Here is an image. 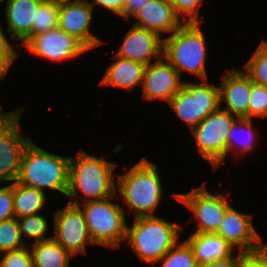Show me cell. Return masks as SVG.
Returning a JSON list of instances; mask_svg holds the SVG:
<instances>
[{
  "mask_svg": "<svg viewBox=\"0 0 267 267\" xmlns=\"http://www.w3.org/2000/svg\"><path fill=\"white\" fill-rule=\"evenodd\" d=\"M80 151L77 159L70 157L66 196L78 199L76 188L84 193L83 203L116 196L112 175L115 164Z\"/></svg>",
  "mask_w": 267,
  "mask_h": 267,
  "instance_id": "obj_1",
  "label": "cell"
},
{
  "mask_svg": "<svg viewBox=\"0 0 267 267\" xmlns=\"http://www.w3.org/2000/svg\"><path fill=\"white\" fill-rule=\"evenodd\" d=\"M161 182L157 166L146 158L118 177L119 194L130 210H136V218L155 216L153 213L164 196Z\"/></svg>",
  "mask_w": 267,
  "mask_h": 267,
  "instance_id": "obj_2",
  "label": "cell"
},
{
  "mask_svg": "<svg viewBox=\"0 0 267 267\" xmlns=\"http://www.w3.org/2000/svg\"><path fill=\"white\" fill-rule=\"evenodd\" d=\"M69 162L70 157L48 153L31 141L23 153L16 181L42 191L48 187L67 195Z\"/></svg>",
  "mask_w": 267,
  "mask_h": 267,
  "instance_id": "obj_3",
  "label": "cell"
},
{
  "mask_svg": "<svg viewBox=\"0 0 267 267\" xmlns=\"http://www.w3.org/2000/svg\"><path fill=\"white\" fill-rule=\"evenodd\" d=\"M199 22H184L171 36L163 38V57L181 76L186 70L207 79L206 44Z\"/></svg>",
  "mask_w": 267,
  "mask_h": 267,
  "instance_id": "obj_4",
  "label": "cell"
},
{
  "mask_svg": "<svg viewBox=\"0 0 267 267\" xmlns=\"http://www.w3.org/2000/svg\"><path fill=\"white\" fill-rule=\"evenodd\" d=\"M181 225L159 217L135 218L133 227L127 226L126 239L142 261L154 265L178 243Z\"/></svg>",
  "mask_w": 267,
  "mask_h": 267,
  "instance_id": "obj_5",
  "label": "cell"
},
{
  "mask_svg": "<svg viewBox=\"0 0 267 267\" xmlns=\"http://www.w3.org/2000/svg\"><path fill=\"white\" fill-rule=\"evenodd\" d=\"M112 198L88 201L78 204L77 200L68 203L78 205L84 214L91 240L96 245L119 247L120 241L126 239L127 224L124 209L109 202Z\"/></svg>",
  "mask_w": 267,
  "mask_h": 267,
  "instance_id": "obj_6",
  "label": "cell"
},
{
  "mask_svg": "<svg viewBox=\"0 0 267 267\" xmlns=\"http://www.w3.org/2000/svg\"><path fill=\"white\" fill-rule=\"evenodd\" d=\"M168 104L192 130L210 113L220 108L219 86L184 82Z\"/></svg>",
  "mask_w": 267,
  "mask_h": 267,
  "instance_id": "obj_7",
  "label": "cell"
},
{
  "mask_svg": "<svg viewBox=\"0 0 267 267\" xmlns=\"http://www.w3.org/2000/svg\"><path fill=\"white\" fill-rule=\"evenodd\" d=\"M238 117L221 108L210 113L190 132L195 136L201 157L218 169L227 155L228 133Z\"/></svg>",
  "mask_w": 267,
  "mask_h": 267,
  "instance_id": "obj_8",
  "label": "cell"
},
{
  "mask_svg": "<svg viewBox=\"0 0 267 267\" xmlns=\"http://www.w3.org/2000/svg\"><path fill=\"white\" fill-rule=\"evenodd\" d=\"M22 112L18 108L0 117V181L17 180L23 153L31 142L19 130Z\"/></svg>",
  "mask_w": 267,
  "mask_h": 267,
  "instance_id": "obj_9",
  "label": "cell"
},
{
  "mask_svg": "<svg viewBox=\"0 0 267 267\" xmlns=\"http://www.w3.org/2000/svg\"><path fill=\"white\" fill-rule=\"evenodd\" d=\"M180 202L188 206L198 219L199 227L193 233H216L224 220L229 206L227 197L208 193L204 185L192 189L186 194H173Z\"/></svg>",
  "mask_w": 267,
  "mask_h": 267,
  "instance_id": "obj_10",
  "label": "cell"
},
{
  "mask_svg": "<svg viewBox=\"0 0 267 267\" xmlns=\"http://www.w3.org/2000/svg\"><path fill=\"white\" fill-rule=\"evenodd\" d=\"M53 238L73 256L86 253V244H94L88 232L83 212L78 205H67L54 213Z\"/></svg>",
  "mask_w": 267,
  "mask_h": 267,
  "instance_id": "obj_11",
  "label": "cell"
},
{
  "mask_svg": "<svg viewBox=\"0 0 267 267\" xmlns=\"http://www.w3.org/2000/svg\"><path fill=\"white\" fill-rule=\"evenodd\" d=\"M23 45L31 53L51 61L68 60L88 51L80 41L59 27L30 37Z\"/></svg>",
  "mask_w": 267,
  "mask_h": 267,
  "instance_id": "obj_12",
  "label": "cell"
},
{
  "mask_svg": "<svg viewBox=\"0 0 267 267\" xmlns=\"http://www.w3.org/2000/svg\"><path fill=\"white\" fill-rule=\"evenodd\" d=\"M92 7L86 0L60 1L58 27L80 41L88 50L103 41L91 34Z\"/></svg>",
  "mask_w": 267,
  "mask_h": 267,
  "instance_id": "obj_13",
  "label": "cell"
},
{
  "mask_svg": "<svg viewBox=\"0 0 267 267\" xmlns=\"http://www.w3.org/2000/svg\"><path fill=\"white\" fill-rule=\"evenodd\" d=\"M162 56L155 63L146 65L143 76V98L148 100L162 99L169 103L182 88L180 75Z\"/></svg>",
  "mask_w": 267,
  "mask_h": 267,
  "instance_id": "obj_14",
  "label": "cell"
},
{
  "mask_svg": "<svg viewBox=\"0 0 267 267\" xmlns=\"http://www.w3.org/2000/svg\"><path fill=\"white\" fill-rule=\"evenodd\" d=\"M251 214H242L230 205L224 213V220L216 234L223 238L234 249L238 246L239 252H252L261 249V237L252 225ZM257 244H256V243ZM260 243V244H259Z\"/></svg>",
  "mask_w": 267,
  "mask_h": 267,
  "instance_id": "obj_15",
  "label": "cell"
},
{
  "mask_svg": "<svg viewBox=\"0 0 267 267\" xmlns=\"http://www.w3.org/2000/svg\"><path fill=\"white\" fill-rule=\"evenodd\" d=\"M162 36L134 25L126 34L117 56L149 65L152 56H163Z\"/></svg>",
  "mask_w": 267,
  "mask_h": 267,
  "instance_id": "obj_16",
  "label": "cell"
},
{
  "mask_svg": "<svg viewBox=\"0 0 267 267\" xmlns=\"http://www.w3.org/2000/svg\"><path fill=\"white\" fill-rule=\"evenodd\" d=\"M223 82L219 84L220 103H227L225 111L238 118H248V103L251 94V78L239 70H226Z\"/></svg>",
  "mask_w": 267,
  "mask_h": 267,
  "instance_id": "obj_17",
  "label": "cell"
},
{
  "mask_svg": "<svg viewBox=\"0 0 267 267\" xmlns=\"http://www.w3.org/2000/svg\"><path fill=\"white\" fill-rule=\"evenodd\" d=\"M138 19L134 25L145 28L161 36L160 32L174 33L181 25L170 0H152L134 15Z\"/></svg>",
  "mask_w": 267,
  "mask_h": 267,
  "instance_id": "obj_18",
  "label": "cell"
},
{
  "mask_svg": "<svg viewBox=\"0 0 267 267\" xmlns=\"http://www.w3.org/2000/svg\"><path fill=\"white\" fill-rule=\"evenodd\" d=\"M42 1L6 0L7 30L11 33V39L21 40L23 45L32 37V27L35 24L37 8Z\"/></svg>",
  "mask_w": 267,
  "mask_h": 267,
  "instance_id": "obj_19",
  "label": "cell"
},
{
  "mask_svg": "<svg viewBox=\"0 0 267 267\" xmlns=\"http://www.w3.org/2000/svg\"><path fill=\"white\" fill-rule=\"evenodd\" d=\"M186 241L192 247L199 266L232 255L233 248L216 233H192Z\"/></svg>",
  "mask_w": 267,
  "mask_h": 267,
  "instance_id": "obj_20",
  "label": "cell"
},
{
  "mask_svg": "<svg viewBox=\"0 0 267 267\" xmlns=\"http://www.w3.org/2000/svg\"><path fill=\"white\" fill-rule=\"evenodd\" d=\"M112 57L118 60L109 66L100 84L121 87L127 90H132L136 84L142 86L146 65L121 58L116 54Z\"/></svg>",
  "mask_w": 267,
  "mask_h": 267,
  "instance_id": "obj_21",
  "label": "cell"
},
{
  "mask_svg": "<svg viewBox=\"0 0 267 267\" xmlns=\"http://www.w3.org/2000/svg\"><path fill=\"white\" fill-rule=\"evenodd\" d=\"M33 267H69L73 256L54 238L34 242L31 248Z\"/></svg>",
  "mask_w": 267,
  "mask_h": 267,
  "instance_id": "obj_22",
  "label": "cell"
},
{
  "mask_svg": "<svg viewBox=\"0 0 267 267\" xmlns=\"http://www.w3.org/2000/svg\"><path fill=\"white\" fill-rule=\"evenodd\" d=\"M46 202L45 193L37 188L14 182V217L36 215Z\"/></svg>",
  "mask_w": 267,
  "mask_h": 267,
  "instance_id": "obj_23",
  "label": "cell"
},
{
  "mask_svg": "<svg viewBox=\"0 0 267 267\" xmlns=\"http://www.w3.org/2000/svg\"><path fill=\"white\" fill-rule=\"evenodd\" d=\"M58 22L59 2L43 0L37 8L35 24L32 27V36L57 28Z\"/></svg>",
  "mask_w": 267,
  "mask_h": 267,
  "instance_id": "obj_24",
  "label": "cell"
},
{
  "mask_svg": "<svg viewBox=\"0 0 267 267\" xmlns=\"http://www.w3.org/2000/svg\"><path fill=\"white\" fill-rule=\"evenodd\" d=\"M244 68L253 82L267 87V41L262 40Z\"/></svg>",
  "mask_w": 267,
  "mask_h": 267,
  "instance_id": "obj_25",
  "label": "cell"
},
{
  "mask_svg": "<svg viewBox=\"0 0 267 267\" xmlns=\"http://www.w3.org/2000/svg\"><path fill=\"white\" fill-rule=\"evenodd\" d=\"M161 260L163 261L162 267H199L193 249L187 241L179 246L177 243Z\"/></svg>",
  "mask_w": 267,
  "mask_h": 267,
  "instance_id": "obj_26",
  "label": "cell"
},
{
  "mask_svg": "<svg viewBox=\"0 0 267 267\" xmlns=\"http://www.w3.org/2000/svg\"><path fill=\"white\" fill-rule=\"evenodd\" d=\"M27 245L21 237L17 218L13 217L0 222V251L17 250Z\"/></svg>",
  "mask_w": 267,
  "mask_h": 267,
  "instance_id": "obj_27",
  "label": "cell"
},
{
  "mask_svg": "<svg viewBox=\"0 0 267 267\" xmlns=\"http://www.w3.org/2000/svg\"><path fill=\"white\" fill-rule=\"evenodd\" d=\"M21 237L34 238L35 242L49 240L53 237H45L47 231V221L41 215H29L17 218Z\"/></svg>",
  "mask_w": 267,
  "mask_h": 267,
  "instance_id": "obj_28",
  "label": "cell"
},
{
  "mask_svg": "<svg viewBox=\"0 0 267 267\" xmlns=\"http://www.w3.org/2000/svg\"><path fill=\"white\" fill-rule=\"evenodd\" d=\"M252 116H267V87L251 80V94L248 103V119Z\"/></svg>",
  "mask_w": 267,
  "mask_h": 267,
  "instance_id": "obj_29",
  "label": "cell"
},
{
  "mask_svg": "<svg viewBox=\"0 0 267 267\" xmlns=\"http://www.w3.org/2000/svg\"><path fill=\"white\" fill-rule=\"evenodd\" d=\"M244 129L248 132V134H246L248 138V140H246V142L241 144V149L239 150L241 153V156L245 153L251 152L252 148H253V140L255 139V130L253 129V125H252V119H248V118H238L234 124L232 125L229 133H228V137H227V153L228 151H230L231 149H233V147L235 146L233 140L235 137V133H236V129ZM245 131V132H246ZM246 137V136H245Z\"/></svg>",
  "mask_w": 267,
  "mask_h": 267,
  "instance_id": "obj_30",
  "label": "cell"
},
{
  "mask_svg": "<svg viewBox=\"0 0 267 267\" xmlns=\"http://www.w3.org/2000/svg\"><path fill=\"white\" fill-rule=\"evenodd\" d=\"M29 247L3 252L0 256V267H33V260Z\"/></svg>",
  "mask_w": 267,
  "mask_h": 267,
  "instance_id": "obj_31",
  "label": "cell"
},
{
  "mask_svg": "<svg viewBox=\"0 0 267 267\" xmlns=\"http://www.w3.org/2000/svg\"><path fill=\"white\" fill-rule=\"evenodd\" d=\"M171 4L174 6V9L177 15L180 17L182 14V19L184 22H199L198 19V9L203 0H170ZM189 16V19H186V15ZM187 20V21H186Z\"/></svg>",
  "mask_w": 267,
  "mask_h": 267,
  "instance_id": "obj_32",
  "label": "cell"
},
{
  "mask_svg": "<svg viewBox=\"0 0 267 267\" xmlns=\"http://www.w3.org/2000/svg\"><path fill=\"white\" fill-rule=\"evenodd\" d=\"M17 55L18 52L9 44L8 38L5 37L0 26V78L5 77Z\"/></svg>",
  "mask_w": 267,
  "mask_h": 267,
  "instance_id": "obj_33",
  "label": "cell"
},
{
  "mask_svg": "<svg viewBox=\"0 0 267 267\" xmlns=\"http://www.w3.org/2000/svg\"><path fill=\"white\" fill-rule=\"evenodd\" d=\"M238 267H267V243L256 251L239 252Z\"/></svg>",
  "mask_w": 267,
  "mask_h": 267,
  "instance_id": "obj_34",
  "label": "cell"
},
{
  "mask_svg": "<svg viewBox=\"0 0 267 267\" xmlns=\"http://www.w3.org/2000/svg\"><path fill=\"white\" fill-rule=\"evenodd\" d=\"M14 217V183L0 188V222Z\"/></svg>",
  "mask_w": 267,
  "mask_h": 267,
  "instance_id": "obj_35",
  "label": "cell"
},
{
  "mask_svg": "<svg viewBox=\"0 0 267 267\" xmlns=\"http://www.w3.org/2000/svg\"><path fill=\"white\" fill-rule=\"evenodd\" d=\"M151 1L152 0H125L121 17L129 20L130 15L134 16L141 8H143L146 4H149Z\"/></svg>",
  "mask_w": 267,
  "mask_h": 267,
  "instance_id": "obj_36",
  "label": "cell"
},
{
  "mask_svg": "<svg viewBox=\"0 0 267 267\" xmlns=\"http://www.w3.org/2000/svg\"><path fill=\"white\" fill-rule=\"evenodd\" d=\"M89 4L92 8L95 4H99L109 11L121 16L125 0H94V2H89Z\"/></svg>",
  "mask_w": 267,
  "mask_h": 267,
  "instance_id": "obj_37",
  "label": "cell"
},
{
  "mask_svg": "<svg viewBox=\"0 0 267 267\" xmlns=\"http://www.w3.org/2000/svg\"><path fill=\"white\" fill-rule=\"evenodd\" d=\"M239 266V254L234 257L233 254L228 258L222 260H216L211 263L202 264L199 267H238Z\"/></svg>",
  "mask_w": 267,
  "mask_h": 267,
  "instance_id": "obj_38",
  "label": "cell"
},
{
  "mask_svg": "<svg viewBox=\"0 0 267 267\" xmlns=\"http://www.w3.org/2000/svg\"><path fill=\"white\" fill-rule=\"evenodd\" d=\"M52 1L60 2V1H71V0H52Z\"/></svg>",
  "mask_w": 267,
  "mask_h": 267,
  "instance_id": "obj_39",
  "label": "cell"
},
{
  "mask_svg": "<svg viewBox=\"0 0 267 267\" xmlns=\"http://www.w3.org/2000/svg\"><path fill=\"white\" fill-rule=\"evenodd\" d=\"M0 111H1V106H0ZM3 114H4L3 112H0V117H1Z\"/></svg>",
  "mask_w": 267,
  "mask_h": 267,
  "instance_id": "obj_40",
  "label": "cell"
}]
</instances>
